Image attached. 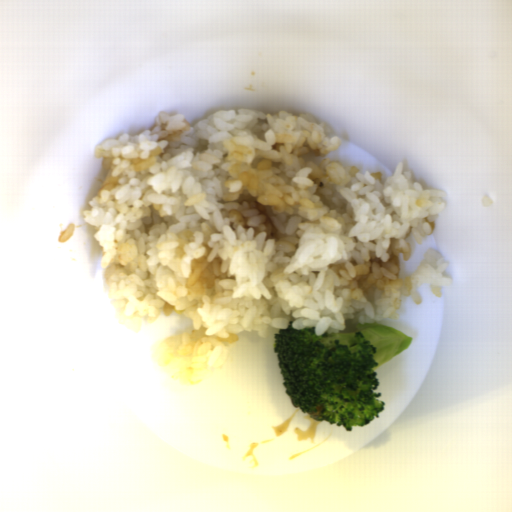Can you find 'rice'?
Segmentation results:
<instances>
[{
    "mask_svg": "<svg viewBox=\"0 0 512 512\" xmlns=\"http://www.w3.org/2000/svg\"><path fill=\"white\" fill-rule=\"evenodd\" d=\"M312 113L240 107L191 125L160 111L153 127L99 142L102 181L83 210L97 229L104 281L116 310L150 324L183 314L193 330L155 343L159 368L198 386L225 370L240 332L314 327L337 334L347 320L397 318L401 296L451 287L444 255L428 249L446 193L424 189L399 161L390 177L319 164L342 146Z\"/></svg>",
    "mask_w": 512,
    "mask_h": 512,
    "instance_id": "1",
    "label": "rice"
}]
</instances>
